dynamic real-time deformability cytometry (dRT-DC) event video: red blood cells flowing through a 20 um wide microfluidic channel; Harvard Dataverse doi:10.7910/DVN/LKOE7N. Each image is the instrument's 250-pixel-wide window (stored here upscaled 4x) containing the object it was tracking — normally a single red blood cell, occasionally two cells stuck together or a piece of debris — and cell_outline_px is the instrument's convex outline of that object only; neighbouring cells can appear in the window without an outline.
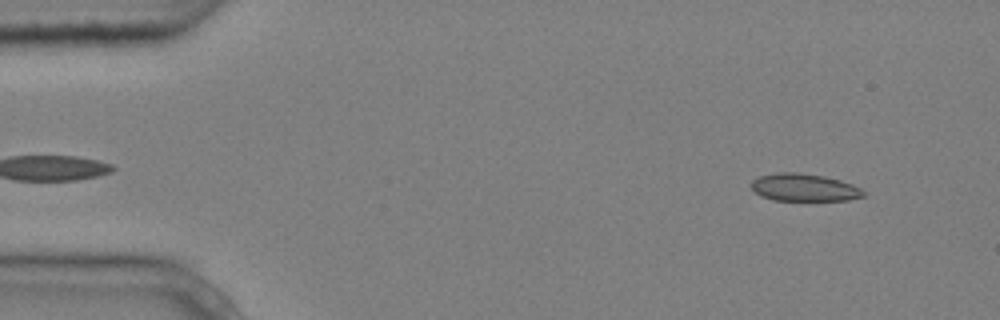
{"species": "common noctule bat (a hibernating species)", "species_latin": "Nyctalus noctula", "temperature_condition": "cold", "stored_images_in_passage": 3, "camera_frame_rate_fps": 3000, "um_per_image_px": 0.085, "animal": {"sex": "male", "body_mass_g": 20.4}, "frame": {"image": 1, "passage_image": 1, "time_ms": 0.0, "image_size_px": [1000, 320], "cell_outline_px": [[864, 196], [848, 200], [772, 200], [760, 196], [748, 184], [752, 180], [760, 176], [776, 172], [800, 172], [824, 176], [840, 180], [852, 184], [860, 188], [864, 192]], "centroid_in_image_um": [68.31, 15.93], "position_along_channel_um": 16.7, "area_um2": 18.09}}